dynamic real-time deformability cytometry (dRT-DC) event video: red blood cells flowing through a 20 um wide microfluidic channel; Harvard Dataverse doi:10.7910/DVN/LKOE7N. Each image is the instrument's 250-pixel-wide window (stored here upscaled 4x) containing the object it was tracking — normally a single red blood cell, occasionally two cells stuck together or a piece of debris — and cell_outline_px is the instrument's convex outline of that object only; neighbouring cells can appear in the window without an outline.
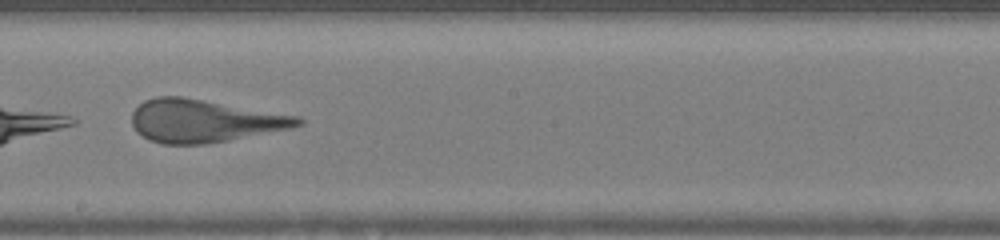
{"species": "human", "species_latin": "Homo sapiens", "temperature_condition": "warm", "stored_images_in_passage": 41, "camera_frame_rate_fps": 3000, "um_per_image_px": 0.085, "donor": {"sex": "female"}, "frame": {"image": 1, "passage_image": 24, "time_ms": 7.667, "image_size_px": [1000, 240], "cell_outline_px": [[304, 124], [292, 128], [228, 140], [204, 144], [164, 144], [148, 140], [136, 132], [132, 124], [132, 112], [144, 100], [156, 96], [180, 96], [300, 116], [304, 120]], "centroid_in_image_um": [17.34, 10.27], "position_along_channel_um": 230.9, "area_um2": 41.38}}